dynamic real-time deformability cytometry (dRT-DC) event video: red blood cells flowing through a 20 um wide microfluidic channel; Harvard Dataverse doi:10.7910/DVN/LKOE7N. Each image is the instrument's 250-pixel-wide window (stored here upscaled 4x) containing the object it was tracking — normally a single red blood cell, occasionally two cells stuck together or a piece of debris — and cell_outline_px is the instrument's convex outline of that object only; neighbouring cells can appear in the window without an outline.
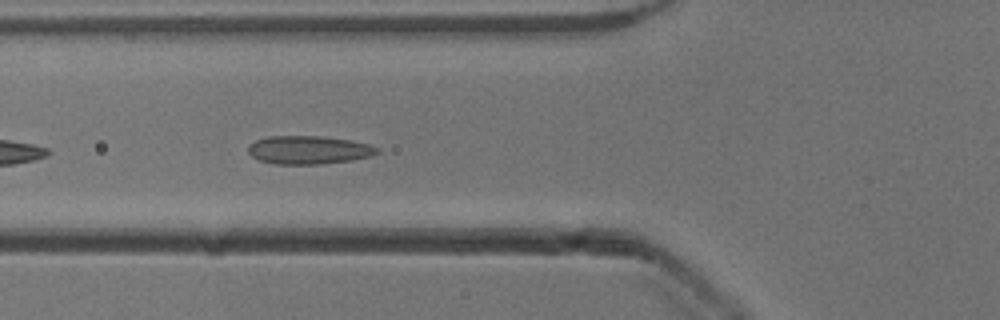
{"species": "common noctule bat (a hibernating species)", "species_latin": "Nyctalus noctula", "temperature_condition": "cold", "stored_images_in_passage": 8, "camera_frame_rate_fps": 3000, "um_per_image_px": 0.085, "animal": {"sex": "male", "body_mass_g": 13.3}, "frame": {"image": 1, "passage_image": 5, "time_ms": 1.333, "image_size_px": [1000, 320], "cell_outline_px": [[380, 152], [372, 156], [352, 160], [320, 164], [272, 164], [260, 160], [252, 156], [248, 152], [248, 148], [256, 140], [268, 136], [324, 136], [352, 140], [368, 144], [380, 148]], "centroid_in_image_um": [26.29, 12.74], "position_along_channel_um": 99.5, "area_um2": 21.39}}